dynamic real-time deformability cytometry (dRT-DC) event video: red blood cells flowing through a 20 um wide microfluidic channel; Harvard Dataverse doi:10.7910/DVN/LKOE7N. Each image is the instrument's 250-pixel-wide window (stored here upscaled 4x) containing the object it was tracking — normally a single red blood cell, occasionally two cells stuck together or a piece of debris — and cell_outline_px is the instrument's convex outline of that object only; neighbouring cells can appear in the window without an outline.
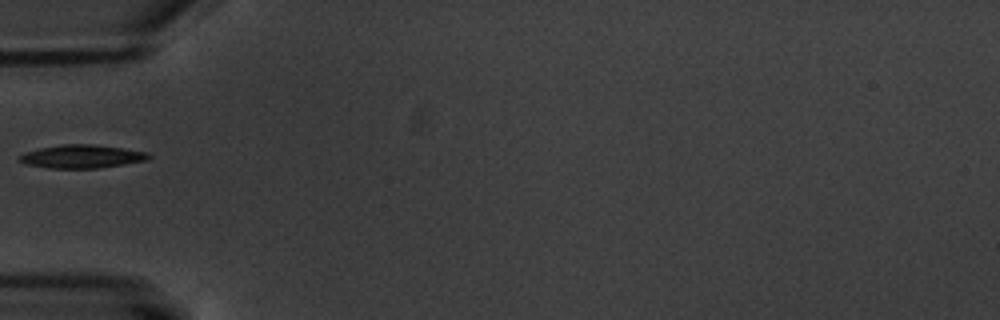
{"species": "common noctule bat (a hibernating species)", "species_latin": "Nyctalus noctula", "temperature_condition": "warm", "stored_images_in_passage": 16, "camera_frame_rate_fps": 3000, "um_per_image_px": 0.085, "animal": {"sex": "male", "body_mass_g": 20.1, "forearm_length_mm": 53.5}, "frame": {"image": 1, "passage_image": 6, "time_ms": 6.0, "image_size_px": [1000, 320], "cell_outline_px": [[152, 156], [148, 160], [124, 164], [96, 168], [52, 168], [24, 164], [16, 160], [24, 152], [40, 148], [64, 144], [92, 144], [124, 148], [148, 152]], "centroid_in_image_um": [6.95, 13.29], "position_along_channel_um": 78.0, "area_um2": 17.57}}
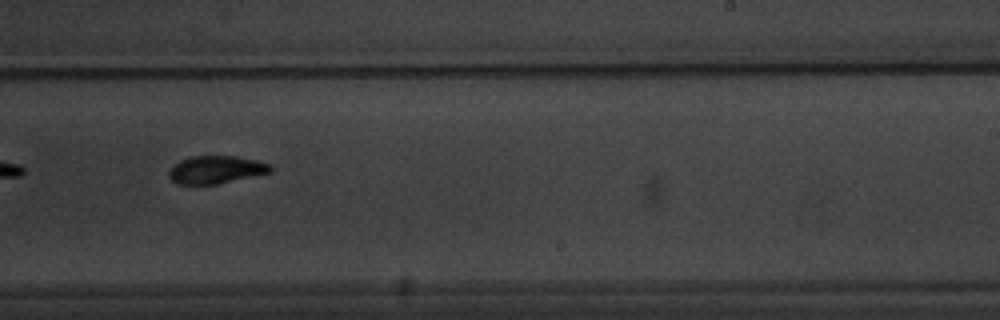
{"frame": {"image": 2, "passage_image": 11, "time_ms": 11.667, "image_size_px": [1000, 320], "cell_outline_px": [[272, 172], [216, 184], [176, 184], [168, 176], [168, 172], [172, 164], [180, 160], [192, 156], [236, 156], [256, 160], [268, 164], [272, 168]], "centroid_in_image_um": [18.31, 14.42], "position_along_channel_um": 270.7, "area_um2": 16.42}}
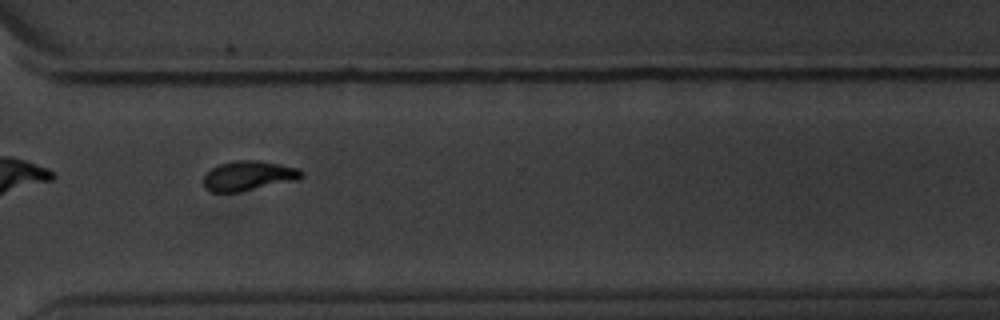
{"frame": {"image": 3, "passage_image": 13, "time_ms": 14.0, "image_size_px": [1000, 320], "cell_outline_px": [[304, 176], [296, 180], [240, 192], [212, 192], [204, 188], [204, 176], [212, 168], [220, 164], [236, 160], [256, 160], [280, 164], [300, 168], [304, 172]], "centroid_in_image_um": [21.15, 14.94], "position_along_channel_um": 349.5, "area_um2": 16.99}, "authors_computed_cell_mechanics": {"area_um2": 17.7735, "velocity_mm_per_s": 3.3821, "shape_relaxation_time_tau1_ms": 2.4277, "shape_relaxation_time_tau2_ms": 2.4668, "deformation_change_tau1": 0.1407, "deformation_change_tau2": 0.0741}}